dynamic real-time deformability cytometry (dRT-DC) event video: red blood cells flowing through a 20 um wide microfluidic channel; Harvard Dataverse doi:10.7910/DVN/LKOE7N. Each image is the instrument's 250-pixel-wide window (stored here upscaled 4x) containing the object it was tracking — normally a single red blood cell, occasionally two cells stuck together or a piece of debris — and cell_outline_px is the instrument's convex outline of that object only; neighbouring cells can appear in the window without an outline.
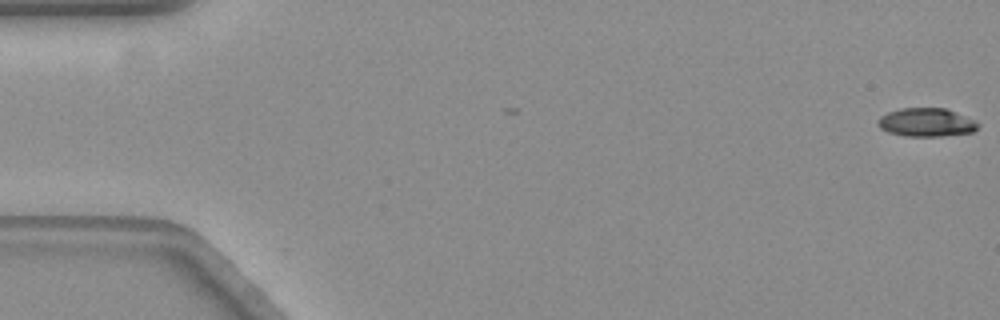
{"species": "common noctule bat (a hibernating species)", "species_latin": "Nyctalus noctula", "temperature_condition": "warm", "stored_images_in_passage": 60, "camera_frame_rate_fps": 3000, "um_per_image_px": 0.085, "animal": {"sex": "female", "body_mass_g": 19.3, "forearm_length_mm": 54.1}, "frame": {"image": 1, "passage_image": 1, "time_ms": 0.0, "image_size_px": [1000, 320], "cell_outline_px": [[980, 124], [972, 132], [940, 136], [908, 136], [888, 132], [880, 128], [880, 116], [888, 112], [900, 108], [944, 108], [972, 120]], "centroid_in_image_um": [78.71, 10.4], "position_along_channel_um": 6.3, "area_um2": 16.13}}
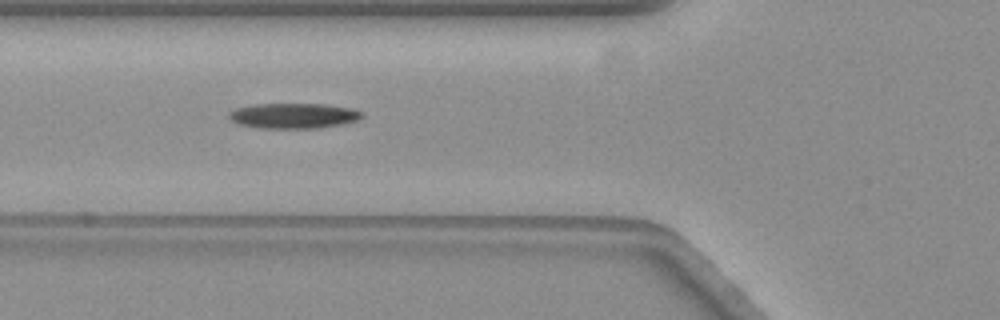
{"frame": {"image": 2, "passage_image": 22, "time_ms": 7.0, "image_size_px": [1000, 320], "cell_outline_px": [[364, 116], [360, 120], [320, 128], [260, 128], [240, 124], [232, 120], [228, 116], [228, 112], [236, 108], [252, 104], [324, 104], [352, 108], [360, 112]], "centroid_in_image_um": [24.95, 9.83], "position_along_channel_um": 100.8, "area_um2": 19.59}}
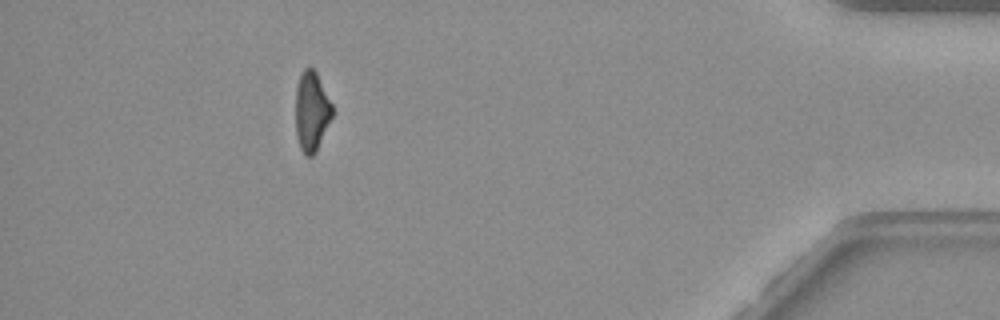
{"frame": {"image": 3, "passage_image": 53, "time_ms": 17.333, "image_size_px": [1000, 320], "cell_outline_px": [[332, 116], [316, 152], [312, 156], [308, 156], [300, 148], [296, 136], [296, 88], [300, 76], [304, 68], [312, 68], [316, 72], [332, 104]], "centroid_in_image_um": [26.48, 9.48], "position_along_channel_um": 408.7, "area_um2": 16.76}}